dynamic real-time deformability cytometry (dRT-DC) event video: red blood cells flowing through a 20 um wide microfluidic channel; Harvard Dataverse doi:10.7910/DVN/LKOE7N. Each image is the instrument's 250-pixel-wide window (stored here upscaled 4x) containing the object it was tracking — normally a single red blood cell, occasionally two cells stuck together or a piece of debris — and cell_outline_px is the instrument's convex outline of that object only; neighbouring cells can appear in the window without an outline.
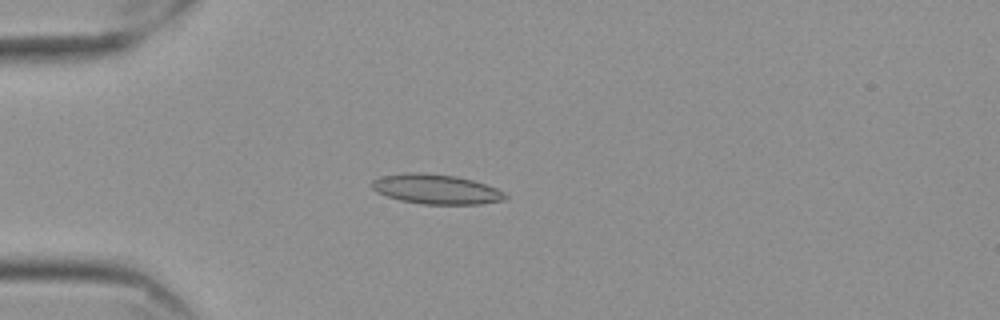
{"species": "Egyptian fruit bat (a non-hibernating species)", "species_latin": "Rousettus aegyptiacus", "temperature_condition": "cold", "stored_images_in_passage": 58, "camera_frame_rate_fps": 3000, "um_per_image_px": 0.085, "frame": {"image": 1, "passage_image": 16, "time_ms": 5.0, "image_size_px": [1000, 320], "cell_outline_px": [[508, 196], [504, 200], [480, 204], [420, 204], [400, 200], [376, 192], [368, 184], [372, 180], [380, 176], [404, 172], [424, 172], [456, 176], [472, 180], [496, 188], [504, 192]], "centroid_in_image_um": [37.01, 16.07], "position_along_channel_um": 48.0, "area_um2": 23.35}}
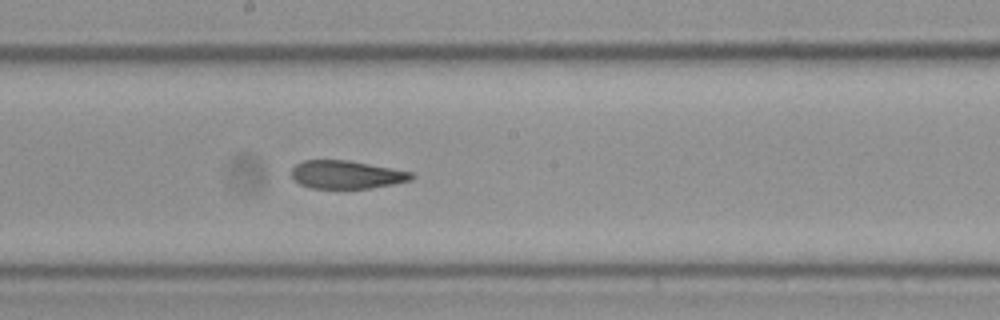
{"frame": {"image": 2, "passage_image": 32, "time_ms": 10.333, "image_size_px": [1000, 320], "cell_outline_px": [[416, 176], [412, 180], [392, 184], [368, 188], [312, 188], [300, 184], [292, 176], [292, 168], [296, 164], [304, 160], [348, 160], [392, 168], [412, 172]], "centroid_in_image_um": [29.47, 14.84], "position_along_channel_um": 218.7, "area_um2": 19.54}}
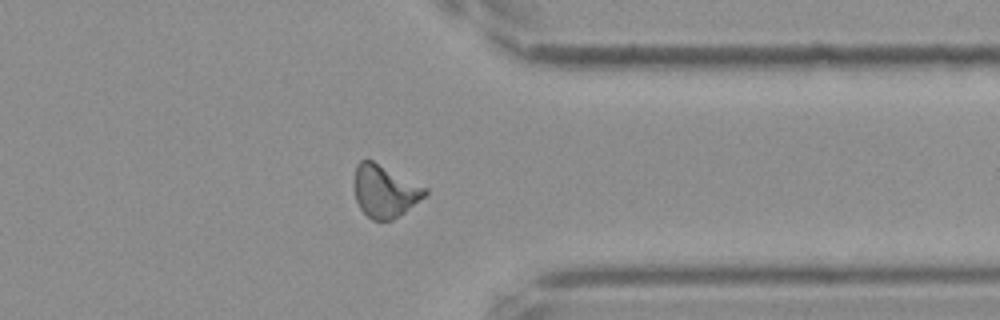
{"frame": {"image": 3, "passage_image": 46, "time_ms": 15.0, "image_size_px": [1000, 320], "cell_outline_px": [[428, 192], [424, 196], [404, 212], [392, 220], [372, 220], [360, 208], [356, 200], [352, 188], [352, 180], [356, 164], [360, 160], [372, 160], [428, 188]], "centroid_in_image_um": [32.64, 16.22], "position_along_channel_um": 378.8, "area_um2": 21.73}, "authors_computed_cell_mechanics": {"area_um2": 21.2704, "velocity_mm_per_s": 3.5341, "shape_relaxation_time_tau1_ms": null, "shape_relaxation_time_tau2_ms": 4.3141, "deformation_change_tau1": null, "deformation_change_tau2": 0.1187}}